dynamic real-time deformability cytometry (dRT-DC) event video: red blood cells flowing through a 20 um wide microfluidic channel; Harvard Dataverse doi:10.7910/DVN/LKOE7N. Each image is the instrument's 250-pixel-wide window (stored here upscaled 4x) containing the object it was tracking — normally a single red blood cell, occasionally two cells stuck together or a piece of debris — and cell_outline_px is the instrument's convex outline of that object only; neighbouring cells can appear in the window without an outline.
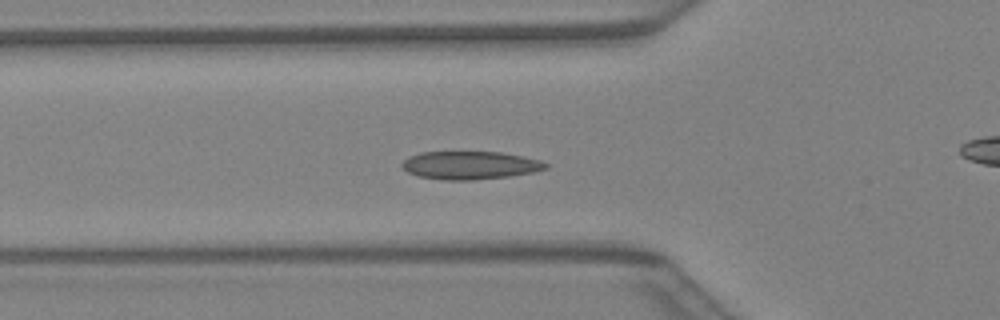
{"species": "Egyptian fruit bat (a non-hibernating species)", "species_latin": "Rousettus aegyptiacus", "temperature_condition": "warm", "stored_images_in_passage": 41, "camera_frame_rate_fps": 3000, "um_per_image_px": 0.085, "animal": {"sex": "female"}, "frame": {"image": 1, "passage_image": 14, "time_ms": 4.333, "image_size_px": [1000, 320], "cell_outline_px": [[548, 168], [536, 172], [508, 176], [472, 180], [444, 180], [416, 176], [400, 168], [400, 164], [408, 156], [420, 152], [500, 152], [524, 156], [540, 160], [548, 164]], "centroid_in_image_um": [39.93, 14.05], "position_along_channel_um": 85.9, "area_um2": 23.76}}
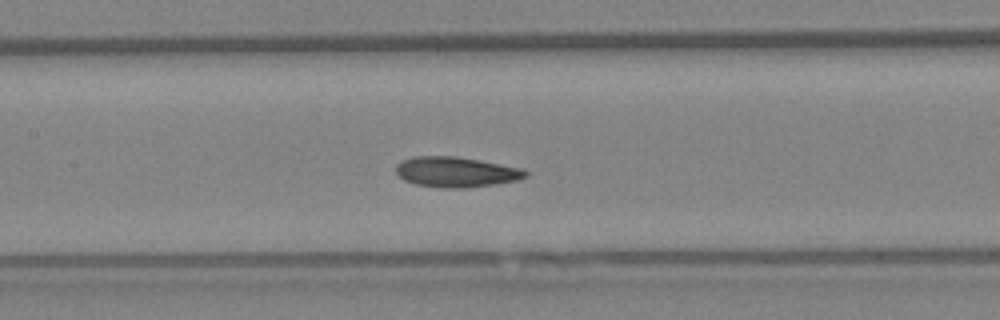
{"frame": {"image": 2, "passage_image": 19, "time_ms": 6.0, "image_size_px": [1000, 320], "cell_outline_px": [[528, 176], [516, 180], [492, 184], [464, 188], [440, 188], [416, 184], [404, 180], [396, 172], [396, 164], [400, 160], [412, 156], [456, 156], [480, 160], [524, 168], [528, 172]], "centroid_in_image_um": [38.75, 14.6], "position_along_channel_um": 168.7, "area_um2": 23.0}}
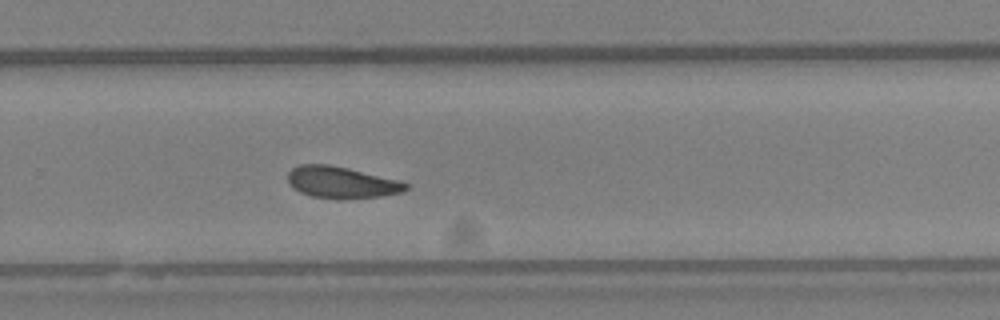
{"frame": {"image": 3, "passage_image": 27, "time_ms": 8.667, "image_size_px": [1000, 320], "cell_outline_px": [[408, 188], [400, 192], [380, 196], [340, 200], [312, 196], [300, 192], [292, 188], [288, 184], [288, 172], [292, 168], [300, 164], [328, 164], [348, 168], [400, 180], [408, 184]], "centroid_in_image_um": [28.99, 15.5], "position_along_channel_um": 300.8, "area_um2": 21.91}}